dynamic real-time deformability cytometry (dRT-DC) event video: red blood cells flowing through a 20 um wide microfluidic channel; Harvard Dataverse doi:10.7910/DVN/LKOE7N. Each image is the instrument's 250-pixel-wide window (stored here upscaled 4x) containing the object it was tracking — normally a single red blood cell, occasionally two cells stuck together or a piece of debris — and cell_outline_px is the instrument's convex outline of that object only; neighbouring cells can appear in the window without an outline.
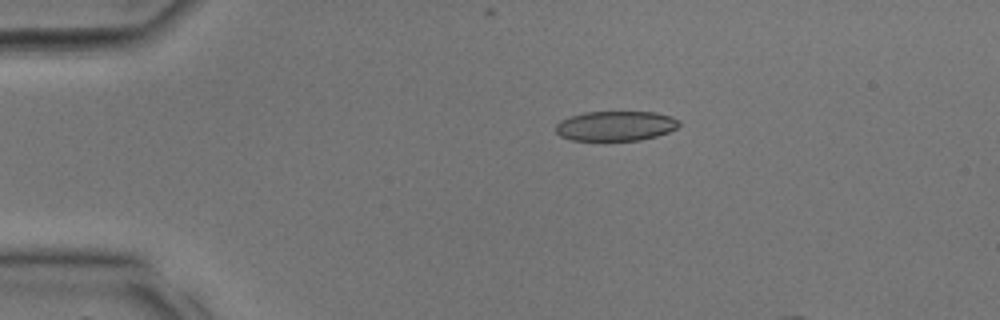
{"species": "common noctule bat (a hibernating species)", "species_latin": "Nyctalus noctula", "temperature_condition": "room temperature", "stored_images_in_passage": 29, "camera_frame_rate_fps": 3000, "um_per_image_px": 0.085, "animal": {"sex": "male", "body_mass_g": 17.9, "forearm_length_mm": 54.2}, "frame": {"image": 1, "passage_image": 5, "time_ms": 1.333, "image_size_px": [1000, 320], "cell_outline_px": [[680, 124], [676, 128], [668, 132], [656, 136], [640, 140], [572, 140], [560, 136], [556, 132], [556, 124], [560, 120], [584, 112], [656, 112], [672, 116], [680, 120]], "centroid_in_image_um": [52.35, 10.7], "position_along_channel_um": 32.7, "area_um2": 21.44}}
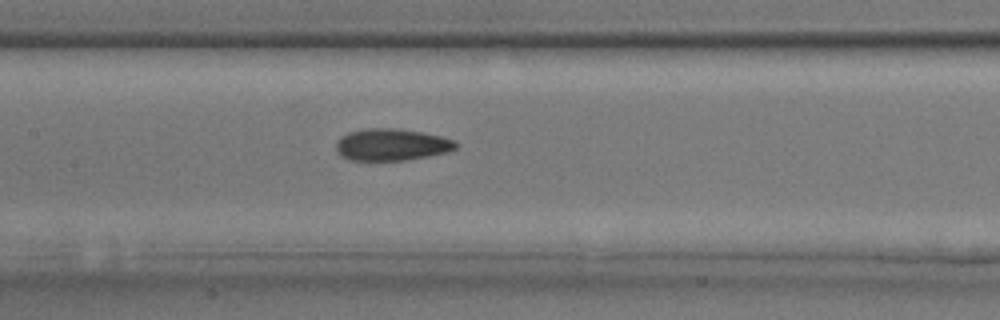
{"frame": {"image": 2, "passage_image": 14, "time_ms": 4.333, "image_size_px": [1000, 320], "cell_outline_px": [[460, 144], [456, 148], [448, 152], [408, 160], [348, 160], [340, 156], [336, 152], [336, 140], [340, 136], [348, 132], [364, 128], [396, 128], [420, 132], [440, 136], [456, 140]], "centroid_in_image_um": [33.26, 12.29], "position_along_channel_um": 174.1, "area_um2": 22.6}}
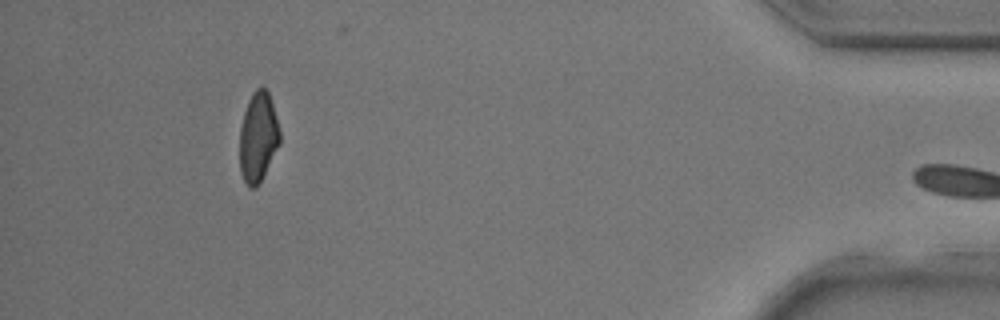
{"frame": {"image": 3, "passage_image": 28, "time_ms": 9.0, "image_size_px": [1000, 320], "cell_outline_px": [[280, 144], [256, 188], [248, 188], [240, 172], [240, 128], [244, 112], [248, 100], [252, 92], [256, 88], [264, 88], [268, 92], [272, 104], [280, 132]], "centroid_in_image_um": [21.92, 11.67], "position_along_channel_um": 413.3, "area_um2": 20.81}}